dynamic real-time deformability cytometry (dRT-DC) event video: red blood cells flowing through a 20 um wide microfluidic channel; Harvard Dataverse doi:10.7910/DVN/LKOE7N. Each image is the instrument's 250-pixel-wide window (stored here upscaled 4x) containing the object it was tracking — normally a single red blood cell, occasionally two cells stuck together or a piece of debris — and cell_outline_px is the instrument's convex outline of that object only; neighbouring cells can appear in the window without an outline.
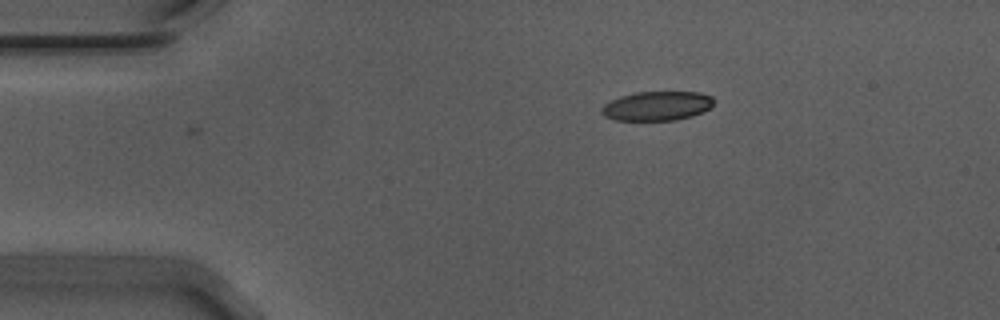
{"species": "Egyptian fruit bat (a non-hibernating species)", "species_latin": "Rousettus aegyptiacus", "temperature_condition": "warm", "stored_images_in_passage": 3, "camera_frame_rate_fps": 3000, "um_per_image_px": 0.085, "animal": {"sex": "male"}, "frame": {"image": 1, "passage_image": 3, "time_ms": 0.667, "image_size_px": [1000, 320], "cell_outline_px": [[716, 100], [712, 108], [704, 112], [692, 116], [676, 120], [616, 120], [604, 116], [600, 112], [600, 108], [604, 104], [620, 96], [636, 92], [700, 92], [712, 96]], "centroid_in_image_um": [55.89, 9.0], "position_along_channel_um": 29.1, "area_um2": 19.42}}